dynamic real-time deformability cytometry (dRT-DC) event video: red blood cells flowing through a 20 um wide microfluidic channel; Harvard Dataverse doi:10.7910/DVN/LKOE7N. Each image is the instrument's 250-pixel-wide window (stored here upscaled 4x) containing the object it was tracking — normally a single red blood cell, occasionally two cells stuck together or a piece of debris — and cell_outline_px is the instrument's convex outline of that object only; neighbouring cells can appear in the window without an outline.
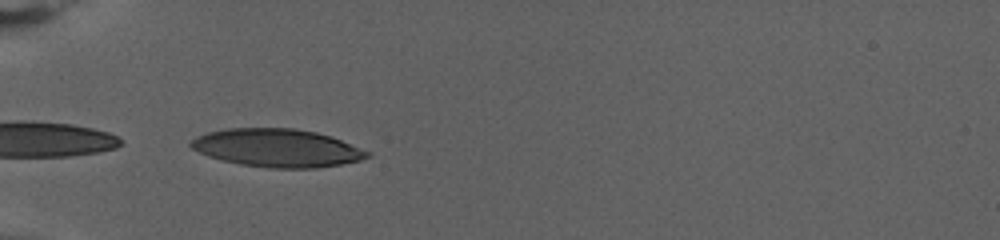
{"species": "human", "species_latin": "Homo sapiens", "temperature_condition": "warm", "stored_images_in_passage": 48, "camera_frame_rate_fps": 3000, "um_per_image_px": 0.085, "donor": {"sex": "female"}, "frame": {"image": 1, "passage_image": 1, "time_ms": 0.0, "image_size_px": [1000, 240], "cell_outline_px": [[372, 156], [360, 160], [340, 164], [316, 168], [268, 168], [240, 164], [220, 160], [208, 156], [192, 148], [188, 144], [196, 136], [208, 132], [228, 128], [296, 128], [316, 132], [332, 136], [372, 152]], "centroid_in_image_um": [23.58, 12.57], "position_along_channel_um": 61.4, "area_um2": 39.36}}
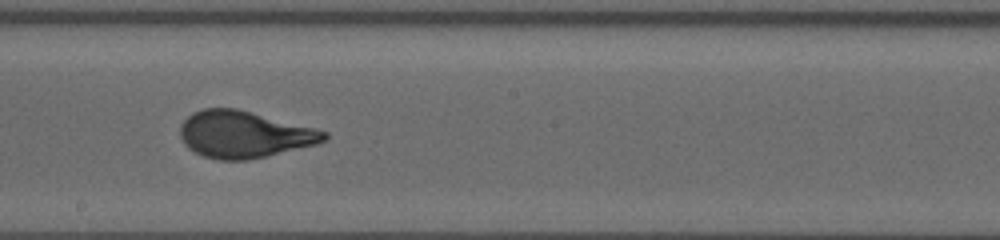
{"frame": {"image": 2, "passage_image": 20, "time_ms": 6.333, "image_size_px": [1000, 240], "cell_outline_px": [[328, 136], [324, 140], [316, 144], [248, 160], [220, 160], [204, 156], [188, 148], [184, 144], [180, 136], [180, 124], [192, 112], [204, 108], [236, 108], [316, 128], [328, 132]], "centroid_in_image_um": [20.72, 11.41], "position_along_channel_um": 227.5, "area_um2": 39.13}}
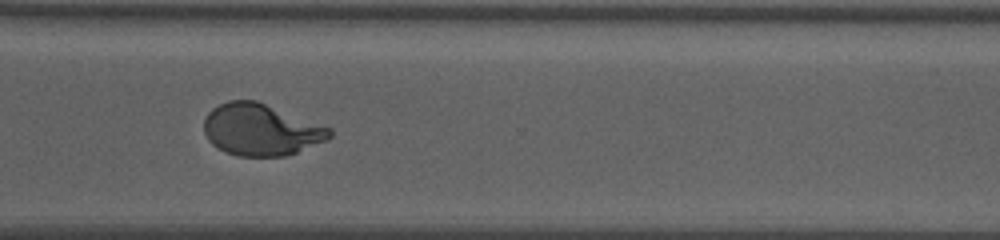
{"frame": {"image": 3, "passage_image": 33, "time_ms": 10.667, "image_size_px": [1000, 240], "cell_outline_px": [[332, 136], [328, 140], [296, 152], [284, 156], [240, 156], [224, 152], [212, 144], [208, 140], [204, 132], [204, 120], [208, 112], [212, 108], [228, 100], [256, 100], [332, 128]], "centroid_in_image_um": [22.18, 11.02], "position_along_channel_um": 348.4, "area_um2": 37.97}, "authors_computed_cell_mechanics": {"area_um2": 39.1595, "velocity_mm_per_s": 2.7937, "shape_relaxation_time_tau1_ms": 5.5542, "shape_relaxation_time_tau2_ms": null, "deformation_change_tau1": 0.2415, "deformation_change_tau2": null}}